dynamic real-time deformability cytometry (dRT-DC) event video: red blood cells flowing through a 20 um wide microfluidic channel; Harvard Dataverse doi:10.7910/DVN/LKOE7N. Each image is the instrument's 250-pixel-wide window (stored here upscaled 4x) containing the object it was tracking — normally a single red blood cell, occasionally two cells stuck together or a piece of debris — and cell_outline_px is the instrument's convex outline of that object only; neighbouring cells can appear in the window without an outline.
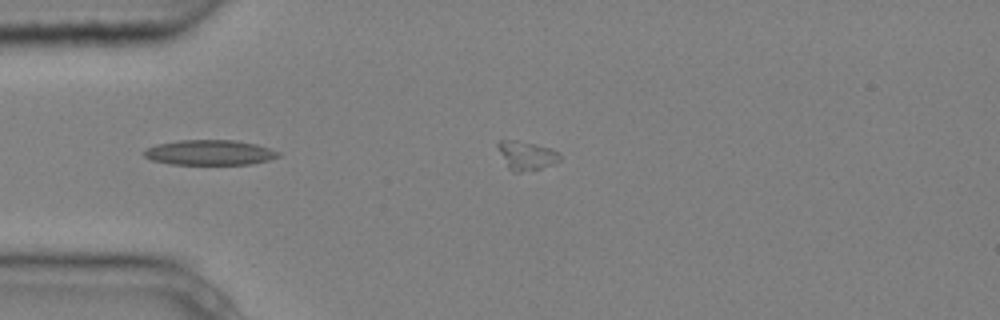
{"species": "common noctule bat (a hibernating species)", "species_latin": "Nyctalus noctula", "temperature_condition": "cold", "stored_images_in_passage": 4, "segment_of_instrument_passage": [2, 2], "camera_frame_rate_fps": 3000, "um_per_image_px": 0.085, "animal": {"sex": "male", "body_mass_g": 20.4}, "frame": {"image": 1, "passage_image": 4, "time_ms": 1.0, "image_size_px": [1000, 320], "cell_outline_px": [[560, 160], [552, 164], [540, 168], [520, 172], [512, 172], [508, 168], [496, 144], [500, 140], [516, 140], [536, 144], [552, 148], [560, 152]], "centroid_in_image_um": [44.76, 13.2], "position_along_channel_um": 40.2, "area_um2": 10.35}}